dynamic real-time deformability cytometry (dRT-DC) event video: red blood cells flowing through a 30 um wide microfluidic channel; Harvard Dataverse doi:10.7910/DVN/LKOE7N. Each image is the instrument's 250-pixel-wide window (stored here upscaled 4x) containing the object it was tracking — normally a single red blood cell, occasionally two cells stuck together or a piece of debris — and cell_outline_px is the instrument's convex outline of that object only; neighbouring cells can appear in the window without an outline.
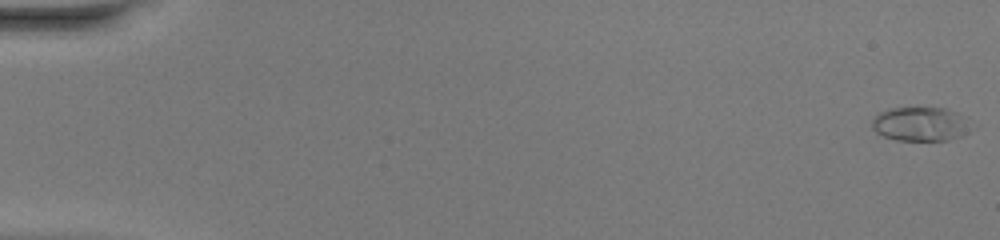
{"species": "common noctule bat (a hibernating species)", "species_latin": "Nyctalus noctula", "temperature_condition": "warm", "stored_images_in_passage": 50, "camera_frame_rate_fps": 3000, "um_per_image_px": 0.085, "animal": {"sex": "female", "body_mass_g": 20.0, "forearm_length_mm": 54.0}, "frame": {"image": 1, "passage_image": 1, "time_ms": 0.0, "image_size_px": [1000, 240], "cell_outline_px": [[968, 132], [960, 136], [948, 140], [896, 140], [884, 136], [876, 132], [872, 128], [872, 120], [880, 112], [888, 108], [944, 108], [956, 112], [960, 116], [968, 128]], "centroid_in_image_um": [78.15, 10.55], "position_along_channel_um": 6.9, "area_um2": 19.13}}
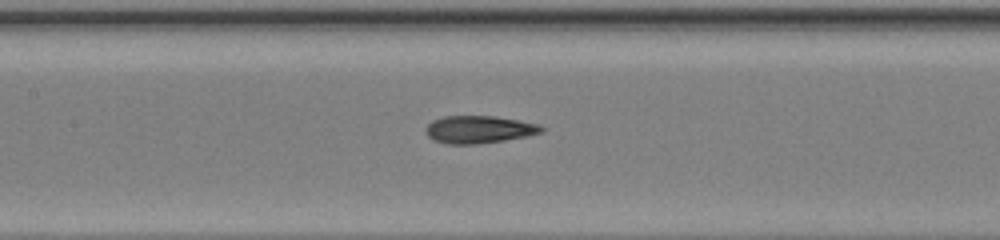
{"frame": {"image": 2, "passage_image": 25, "time_ms": 8.0, "image_size_px": [1000, 240], "cell_outline_px": [[544, 132], [528, 136], [504, 140], [476, 144], [444, 144], [432, 140], [424, 132], [424, 128], [432, 120], [444, 116], [496, 116], [540, 124], [544, 128]], "centroid_in_image_um": [40.69, 11.01], "position_along_channel_um": 166.7, "area_um2": 18.84}}
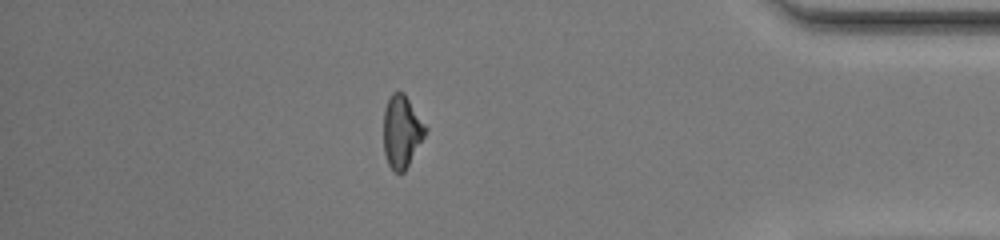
{"frame": {"image": 3, "passage_image": 44, "time_ms": 14.333, "image_size_px": [1000, 240], "cell_outline_px": [[428, 128], [424, 136], [404, 172], [396, 172], [388, 164], [384, 152], [384, 108], [392, 92], [404, 92]], "centroid_in_image_um": [34.14, 11.15], "position_along_channel_um": 401.1, "area_um2": 17.46}, "authors_computed_cell_mechanics": {"area_um2": 18.5827, "velocity_mm_per_s": 4.2301, "shape_relaxation_time_tau1_ms": 9.3038, "shape_relaxation_time_tau2_ms": 2.1709, "deformation_change_tau1": 0.3221, "deformation_change_tau2": 0.0877}}